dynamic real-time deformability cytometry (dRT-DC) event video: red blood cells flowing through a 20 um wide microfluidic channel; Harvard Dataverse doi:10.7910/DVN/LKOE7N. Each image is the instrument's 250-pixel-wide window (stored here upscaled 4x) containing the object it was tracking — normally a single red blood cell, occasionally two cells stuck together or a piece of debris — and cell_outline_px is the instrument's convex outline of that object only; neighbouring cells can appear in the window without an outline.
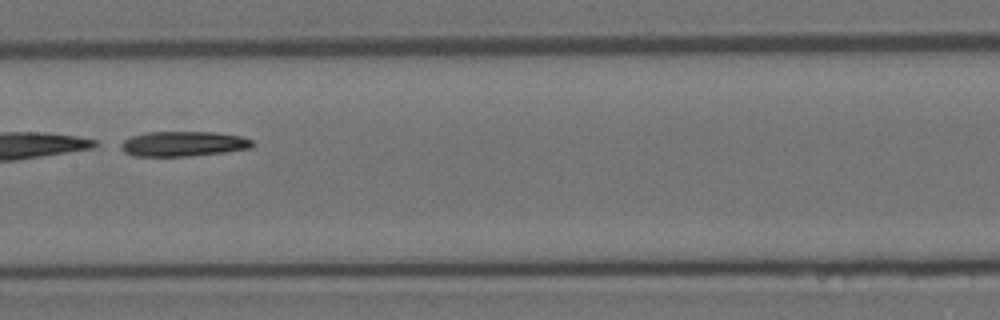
{"species": "Egyptian fruit bat (a non-hibernating species)", "species_latin": "Rousettus aegyptiacus", "temperature_condition": "room temperature", "stored_images_in_passage": 12, "camera_frame_rate_fps": 3000, "um_per_image_px": 0.085, "animal": {"sex": "female"}, "frame": {"image": 1, "passage_image": 4, "time_ms": 1.0, "image_size_px": [1000, 320], "cell_outline_px": [[256, 144], [252, 148], [224, 152], [192, 156], [132, 156], [124, 152], [120, 148], [120, 144], [124, 140], [132, 136], [148, 132], [212, 132], [240, 136], [252, 140]], "centroid_in_image_um": [15.58, 12.23], "position_along_channel_um": 191.8, "area_um2": 19.25}}
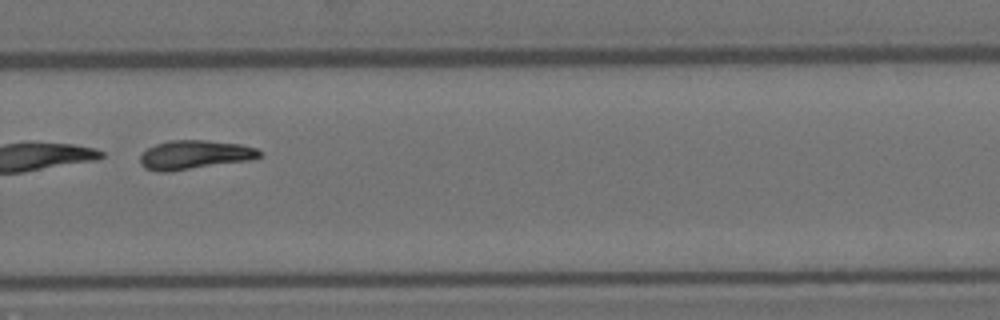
{"frame": {"image": 2, "passage_image": 7, "time_ms": 2.0, "image_size_px": [1000, 320], "cell_outline_px": [[260, 156], [252, 160], [172, 172], [160, 172], [144, 168], [140, 164], [140, 156], [148, 148], [156, 144], [168, 140], [208, 140], [240, 144], [256, 148], [260, 152]], "centroid_in_image_um": [16.53, 13.17], "position_along_channel_um": 313.3, "area_um2": 20.4}}
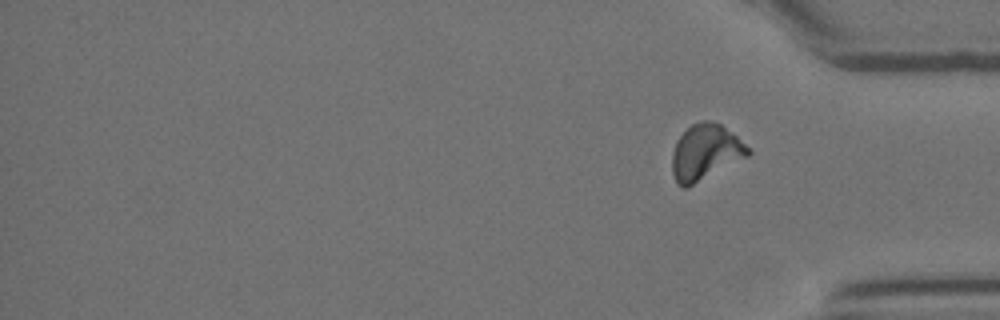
{"frame": {"image": 3, "passage_image": 12, "time_ms": 3.667, "image_size_px": [1000, 320], "cell_outline_px": [[752, 152], [748, 156], [684, 188], [676, 184], [672, 172], [672, 152], [676, 140], [692, 124], [700, 120], [708, 120], [720, 124], [736, 136]], "centroid_in_image_um": [59.92, 12.93], "position_along_channel_um": 375.3, "area_um2": 24.16}}